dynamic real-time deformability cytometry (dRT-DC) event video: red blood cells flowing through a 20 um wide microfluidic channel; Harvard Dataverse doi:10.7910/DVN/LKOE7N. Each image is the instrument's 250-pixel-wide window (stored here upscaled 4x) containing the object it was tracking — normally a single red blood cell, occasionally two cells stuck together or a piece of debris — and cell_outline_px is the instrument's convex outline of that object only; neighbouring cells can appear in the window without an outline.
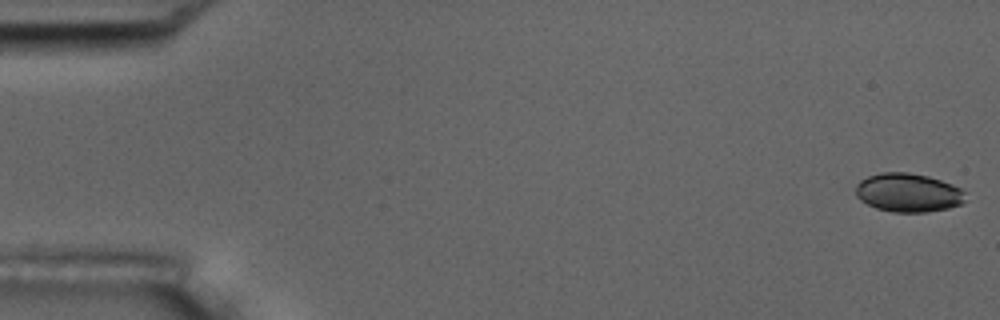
{"species": "common noctule bat (a hibernating species)", "species_latin": "Nyctalus noctula", "temperature_condition": "room temperature", "stored_images_in_passage": 6, "camera_frame_rate_fps": 3000, "um_per_image_px": 0.085, "animal": {"sex": "male", "body_mass_g": 17.5, "forearm_length_mm": 52.3}, "frame": {"image": 1, "passage_image": 1, "time_ms": 0.0, "image_size_px": [1000, 320], "cell_outline_px": [[964, 200], [960, 204], [948, 208], [928, 212], [892, 212], [876, 208], [860, 200], [856, 196], [856, 184], [860, 180], [868, 176], [884, 172], [908, 172], [928, 176], [952, 184], [960, 188], [964, 192]], "centroid_in_image_um": [77.17, 16.37], "position_along_channel_um": 7.8, "area_um2": 24.68}}
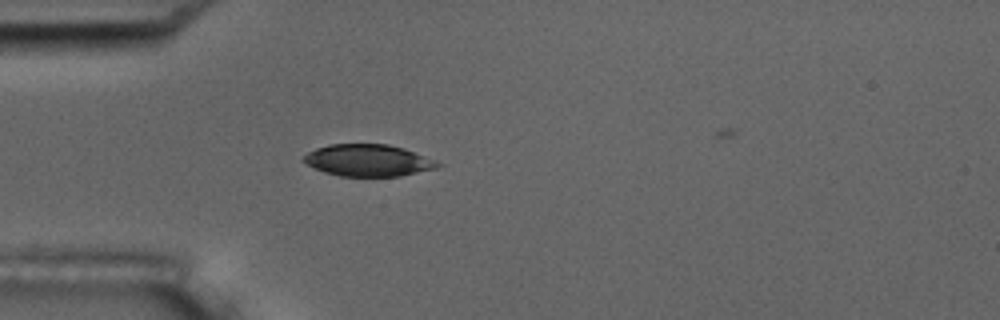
{"frame": {"image": 2, "passage_image": 5, "time_ms": 5.0, "image_size_px": [1000, 320], "cell_outline_px": [[444, 164], [436, 168], [400, 176], [340, 176], [324, 172], [300, 160], [308, 152], [316, 148], [328, 144], [388, 144], [404, 148]], "centroid_in_image_um": [31.28, 13.62], "position_along_channel_um": 53.7, "area_um2": 24.8}}